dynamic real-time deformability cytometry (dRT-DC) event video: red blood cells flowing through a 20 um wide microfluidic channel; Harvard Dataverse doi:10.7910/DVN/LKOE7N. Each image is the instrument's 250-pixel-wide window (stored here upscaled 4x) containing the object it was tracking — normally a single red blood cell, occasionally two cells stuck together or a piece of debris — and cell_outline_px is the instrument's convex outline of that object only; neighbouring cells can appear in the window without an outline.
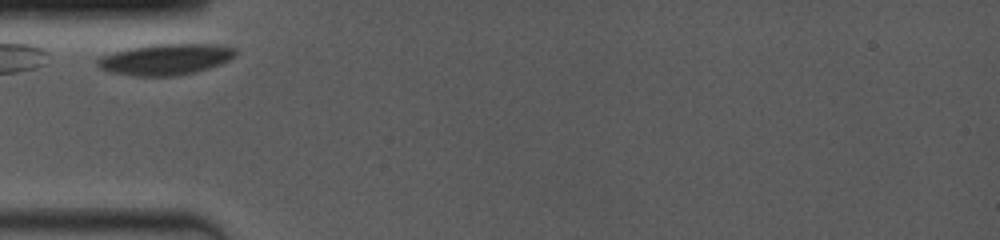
{"species": "common noctule bat (a hibernating species)", "species_latin": "Nyctalus noctula", "temperature_condition": "room temperature", "stored_images_in_passage": 2, "camera_frame_rate_fps": 4000, "um_per_image_px": 0.085, "animal": {"sex": "female", "body_mass_g": 19.0, "forearm_length_mm": 53.3}, "frame": {"image": 1, "passage_image": 1, "time_ms": 0.0, "image_size_px": [1000, 240], "cell_outline_px": [[240, 52], [236, 56], [220, 64], [196, 72], [176, 76], [136, 76], [112, 72], [100, 68], [96, 64], [96, 60], [100, 56], [132, 48], [152, 44], [208, 44], [236, 48]], "centroid_in_image_um": [14.11, 5.05], "position_along_channel_um": 70.9, "area_um2": 24.85}}